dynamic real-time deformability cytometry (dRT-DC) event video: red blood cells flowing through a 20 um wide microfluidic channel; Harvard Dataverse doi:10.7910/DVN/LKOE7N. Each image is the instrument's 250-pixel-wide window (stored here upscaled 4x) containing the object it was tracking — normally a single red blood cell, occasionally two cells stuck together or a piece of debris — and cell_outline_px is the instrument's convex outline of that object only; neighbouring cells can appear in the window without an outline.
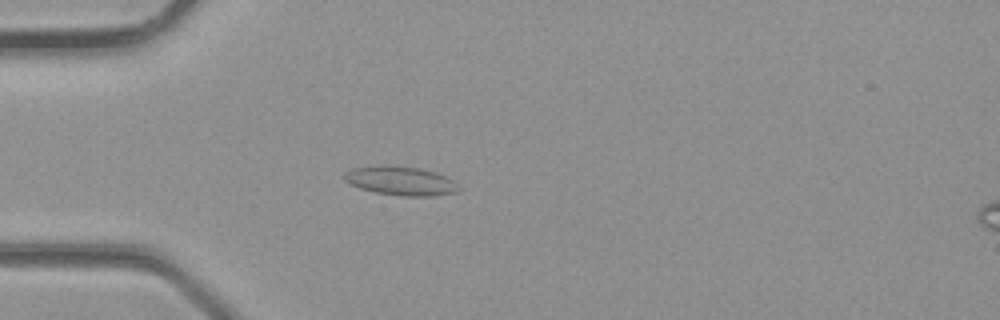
{"species": "common noctule bat (a hibernating species)", "species_latin": "Nyctalus noctula", "temperature_condition": "room temperature", "stored_images_in_passage": 36, "camera_frame_rate_fps": 3000, "um_per_image_px": 0.085, "animal": {"sex": "male", "body_mass_g": 23.1, "forearm_length_mm": 52.7}, "frame": {"image": 1, "passage_image": 10, "time_ms": 3.0, "image_size_px": [1000, 320], "cell_outline_px": [[460, 188], [456, 192], [432, 196], [400, 196], [376, 192], [360, 188], [344, 180], [344, 172], [352, 168], [384, 164], [420, 168], [436, 172], [452, 180]], "centroid_in_image_um": [34.03, 15.36], "position_along_channel_um": 51.0, "area_um2": 19.31}}
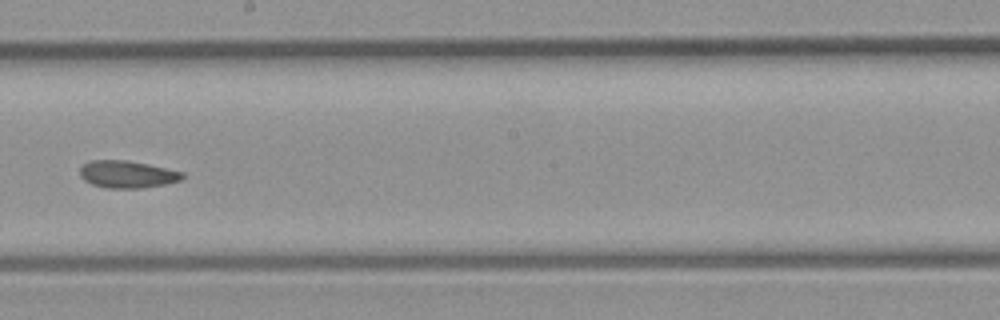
{"frame": {"image": 2, "passage_image": 20, "time_ms": 6.333, "image_size_px": [1000, 320], "cell_outline_px": [[184, 176], [180, 180], [164, 184], [140, 188], [108, 188], [92, 184], [84, 180], [80, 176], [80, 168], [88, 160], [128, 160], [148, 164], [184, 172]], "centroid_in_image_um": [10.79, 14.8], "position_along_channel_um": 237.4, "area_um2": 16.24}}
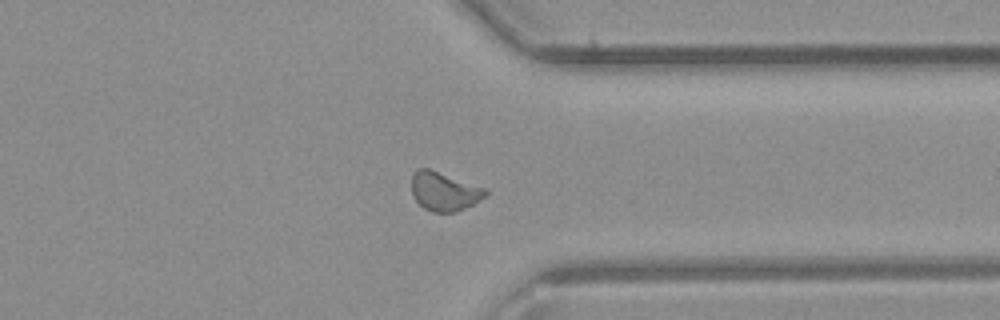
{"frame": {"image": 3, "passage_image": 27, "time_ms": 8.667, "image_size_px": [1000, 320], "cell_outline_px": [[488, 192], [480, 200], [464, 208], [452, 212], [432, 212], [424, 208], [412, 196], [412, 172], [416, 168], [428, 168], [488, 188]], "centroid_in_image_um": [37.75, 16.24], "position_along_channel_um": 373.7, "area_um2": 16.76}}